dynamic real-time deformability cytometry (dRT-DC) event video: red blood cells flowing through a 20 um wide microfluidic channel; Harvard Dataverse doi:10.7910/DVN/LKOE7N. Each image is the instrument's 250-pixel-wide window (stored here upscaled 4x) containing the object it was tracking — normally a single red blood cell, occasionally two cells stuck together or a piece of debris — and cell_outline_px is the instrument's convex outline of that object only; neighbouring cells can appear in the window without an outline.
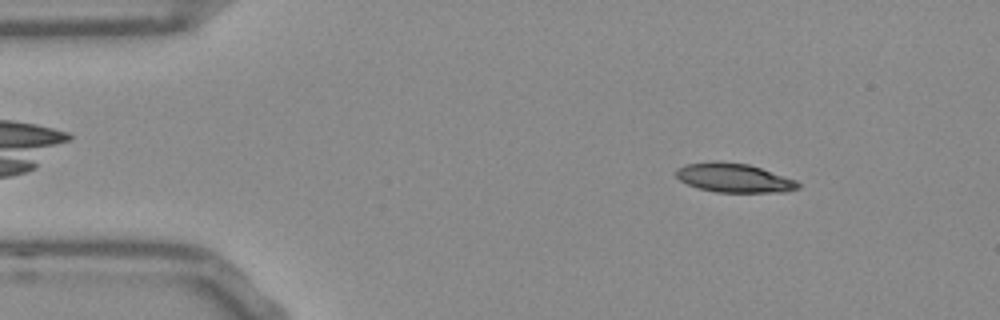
{"species": "Egyptian fruit bat (a non-hibernating species)", "species_latin": "Rousettus aegyptiacus", "temperature_condition": "room temperature", "stored_images_in_passage": 52, "camera_frame_rate_fps": 3000, "um_per_image_px": 0.085, "frame": {"image": 1, "passage_image": 6, "time_ms": 1.667, "image_size_px": [1000, 320], "cell_outline_px": [[800, 188], [784, 192], [716, 192], [700, 188], [688, 184], [680, 180], [676, 176], [676, 168], [684, 164], [712, 160], [716, 160], [748, 164], [796, 180], [800, 184]], "centroid_in_image_um": [62.36, 15.1], "position_along_channel_um": 22.6, "area_um2": 20.69}}
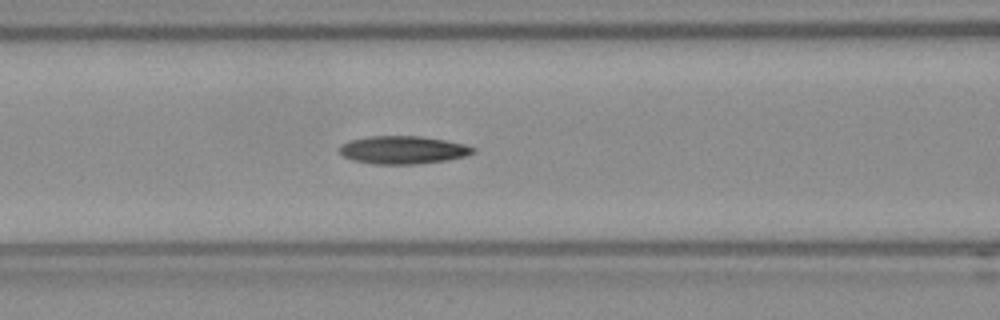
{"frame": {"image": 2, "passage_image": 20, "time_ms": 6.333, "image_size_px": [1000, 320], "cell_outline_px": [[476, 152], [464, 156], [444, 160], [412, 164], [372, 164], [352, 160], [344, 156], [340, 152], [340, 144], [348, 140], [372, 136], [420, 136], [444, 140], [464, 144], [476, 148]], "centroid_in_image_um": [34.22, 12.74], "position_along_channel_um": 132.4, "area_um2": 21.62}}
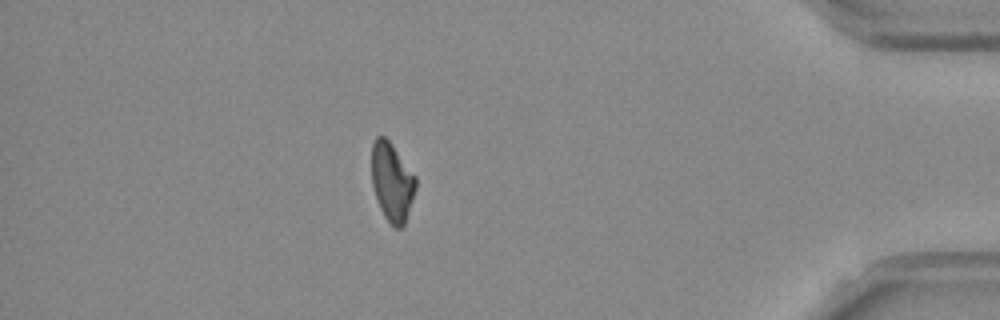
{"frame": {"image": 3, "passage_image": 45, "time_ms": 14.667, "image_size_px": [1000, 320], "cell_outline_px": [[416, 188], [404, 224], [400, 228], [396, 228], [384, 216], [380, 208], [372, 184], [372, 144], [376, 136], [384, 136], [392, 144], [416, 176]], "centroid_in_image_um": [33.32, 15.43], "position_along_channel_um": 401.9, "area_um2": 19.94}, "authors_computed_cell_mechanics": {"area_um2": 21.0392, "velocity_mm_per_s": 3.7984, "shape_relaxation_time_tau1_ms": 6.0349, "shape_relaxation_time_tau2_ms": null, "deformation_change_tau1": 0.1686, "deformation_change_tau2": null}}